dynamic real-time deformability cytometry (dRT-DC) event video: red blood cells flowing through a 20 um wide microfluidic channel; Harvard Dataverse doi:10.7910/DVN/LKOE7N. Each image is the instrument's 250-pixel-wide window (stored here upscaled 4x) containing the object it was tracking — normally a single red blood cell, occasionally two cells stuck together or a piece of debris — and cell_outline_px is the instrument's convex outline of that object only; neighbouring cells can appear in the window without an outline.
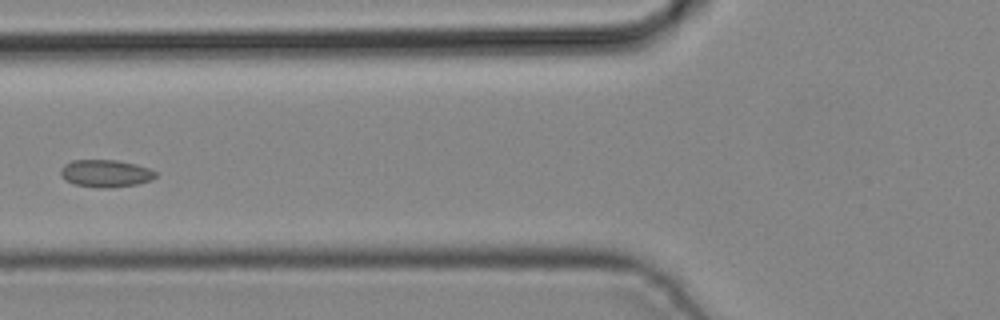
{"species": "common noctule bat (a hibernating species)", "species_latin": "Nyctalus noctula", "temperature_condition": "cold", "stored_images_in_passage": 4, "camera_frame_rate_fps": 3000, "um_per_image_px": 0.085, "animal": {"sex": "male", "body_mass_g": 19.2, "forearm_length_mm": 51.8}, "frame": {"image": 1, "passage_image": 4, "time_ms": 1.0, "image_size_px": [1000, 320], "cell_outline_px": [[156, 176], [152, 180], [136, 184], [108, 188], [100, 188], [76, 184], [64, 180], [60, 172], [60, 168], [64, 164], [72, 160], [116, 160], [136, 164], [148, 168], [156, 172]], "centroid_in_image_um": [8.96, 14.73], "position_along_channel_um": 116.8, "area_um2": 15.14}}